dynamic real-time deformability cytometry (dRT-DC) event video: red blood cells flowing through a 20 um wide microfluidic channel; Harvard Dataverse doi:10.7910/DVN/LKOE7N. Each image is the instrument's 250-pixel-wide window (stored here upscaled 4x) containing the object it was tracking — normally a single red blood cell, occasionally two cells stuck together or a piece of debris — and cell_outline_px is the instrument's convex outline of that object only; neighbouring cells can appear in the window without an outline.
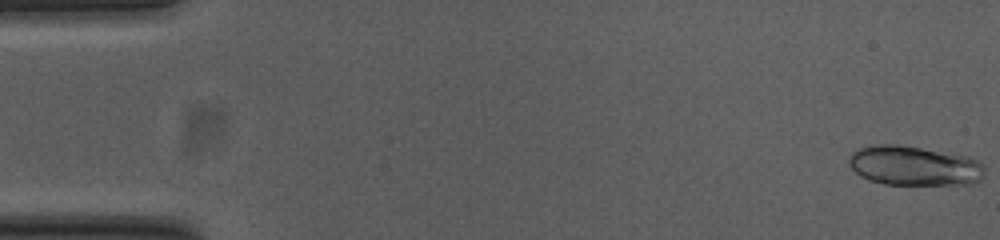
{"species": "common noctule bat (a hibernating species)", "species_latin": "Nyctalus noctula", "temperature_condition": "cold", "stored_images_in_passage": 53, "camera_frame_rate_fps": 3000, "um_per_image_px": 0.085, "animal": {"sex": "female", "body_mass_g": 23.0, "forearm_length_mm": 53.4}, "frame": {"image": 1, "passage_image": 1, "time_ms": 0.0, "image_size_px": [1000, 240], "cell_outline_px": [[984, 176], [980, 180], [968, 184], [884, 184], [860, 176], [848, 164], [848, 160], [852, 152], [860, 148], [880, 144], [896, 144], [920, 148], [964, 156], [976, 160], [984, 168]], "centroid_in_image_um": [77.67, 14.09], "position_along_channel_um": 7.3, "area_um2": 30.81}}
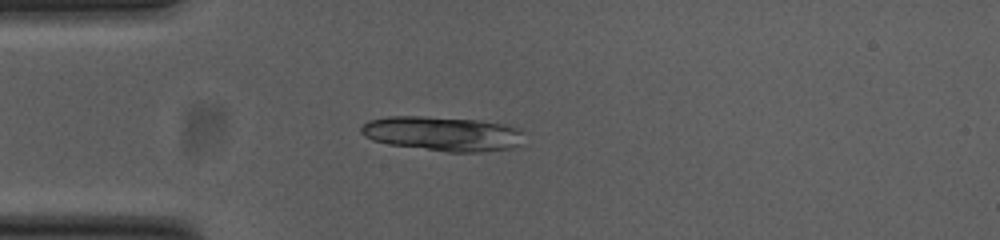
{"frame": {"image": 2, "passage_image": 14, "time_ms": 4.333, "image_size_px": [1000, 240], "cell_outline_px": [[520, 144], [508, 148], [480, 152], [448, 152], [388, 144], [372, 140], [364, 136], [360, 132], [360, 128], [368, 120], [388, 116], [420, 116], [480, 120], [504, 124], [516, 128], [520, 132]], "centroid_in_image_um": [37.53, 11.36], "position_along_channel_um": 47.5, "area_um2": 32.54}}